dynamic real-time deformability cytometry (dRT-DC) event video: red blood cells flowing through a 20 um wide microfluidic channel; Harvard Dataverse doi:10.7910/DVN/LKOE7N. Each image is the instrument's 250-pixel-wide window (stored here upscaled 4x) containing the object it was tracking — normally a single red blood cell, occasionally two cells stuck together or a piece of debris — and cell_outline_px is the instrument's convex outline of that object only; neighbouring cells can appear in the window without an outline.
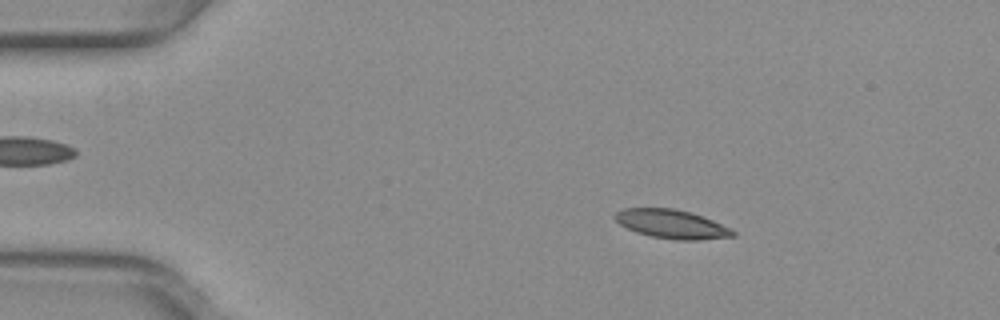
{"species": "common noctule bat (a hibernating species)", "species_latin": "Nyctalus noctula", "temperature_condition": "warm", "stored_images_in_passage": 26, "camera_frame_rate_fps": 3000, "um_per_image_px": 0.085, "animal": {"sex": "female", "body_mass_g": 29.2, "forearm_length_mm": 56.3}, "frame": {"image": 1, "passage_image": 3, "time_ms": 0.667, "image_size_px": [1000, 320], "cell_outline_px": [[736, 236], [696, 240], [676, 240], [652, 236], [636, 232], [620, 224], [612, 216], [616, 212], [624, 208], [672, 208], [692, 212], [704, 216], [732, 228], [736, 232]], "centroid_in_image_um": [57.13, 19.04], "position_along_channel_um": 27.9, "area_um2": 19.94}}
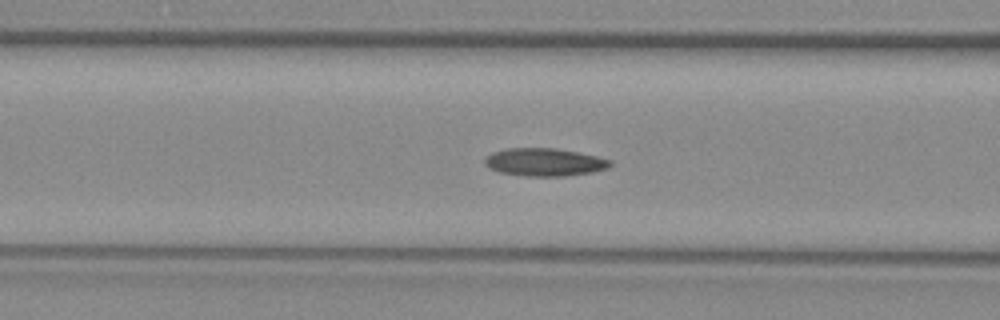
{"frame": {"image": 2, "passage_image": 15, "time_ms": 4.667, "image_size_px": [1000, 320], "cell_outline_px": [[612, 164], [608, 168], [592, 172], [564, 176], [524, 176], [500, 172], [488, 168], [484, 164], [484, 156], [492, 152], [508, 148], [556, 148], [596, 156], [612, 160]], "centroid_in_image_um": [46.24, 13.78], "position_along_channel_um": 120.4, "area_um2": 20.46}}
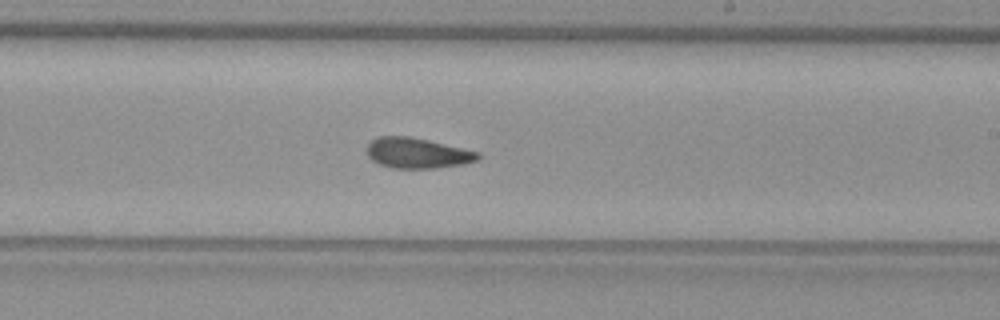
{"frame": {"image": 3, "passage_image": 25, "time_ms": 8.0, "image_size_px": [1000, 320], "cell_outline_px": [[480, 160], [464, 164], [436, 168], [392, 168], [380, 164], [372, 160], [368, 156], [368, 144], [372, 140], [380, 136], [408, 136], [428, 140], [480, 152]], "centroid_in_image_um": [35.51, 13.02], "position_along_channel_um": 253.5, "area_um2": 19.65}}